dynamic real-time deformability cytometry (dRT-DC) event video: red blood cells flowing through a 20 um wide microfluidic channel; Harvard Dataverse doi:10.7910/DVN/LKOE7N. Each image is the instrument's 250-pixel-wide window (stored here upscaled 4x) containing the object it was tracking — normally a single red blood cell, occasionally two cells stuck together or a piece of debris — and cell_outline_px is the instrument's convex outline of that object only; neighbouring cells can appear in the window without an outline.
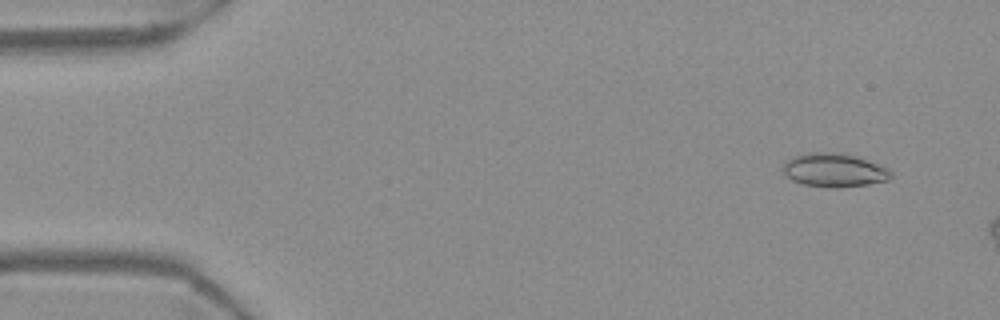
{"species": "Egyptian fruit bat (a non-hibernating species)", "species_latin": "Rousettus aegyptiacus", "temperature_condition": "warm", "stored_images_in_passage": 10, "camera_frame_rate_fps": 3000, "um_per_image_px": 0.085, "frame": {"image": 1, "passage_image": 4, "time_ms": 1.0, "image_size_px": [1000, 320], "cell_outline_px": [[892, 176], [888, 180], [868, 184], [836, 188], [832, 188], [804, 184], [792, 180], [780, 172], [784, 160], [792, 156], [804, 152], [844, 152], [856, 156], [888, 168], [892, 172]], "centroid_in_image_um": [70.84, 14.44], "position_along_channel_um": 14.2, "area_um2": 21.62}}